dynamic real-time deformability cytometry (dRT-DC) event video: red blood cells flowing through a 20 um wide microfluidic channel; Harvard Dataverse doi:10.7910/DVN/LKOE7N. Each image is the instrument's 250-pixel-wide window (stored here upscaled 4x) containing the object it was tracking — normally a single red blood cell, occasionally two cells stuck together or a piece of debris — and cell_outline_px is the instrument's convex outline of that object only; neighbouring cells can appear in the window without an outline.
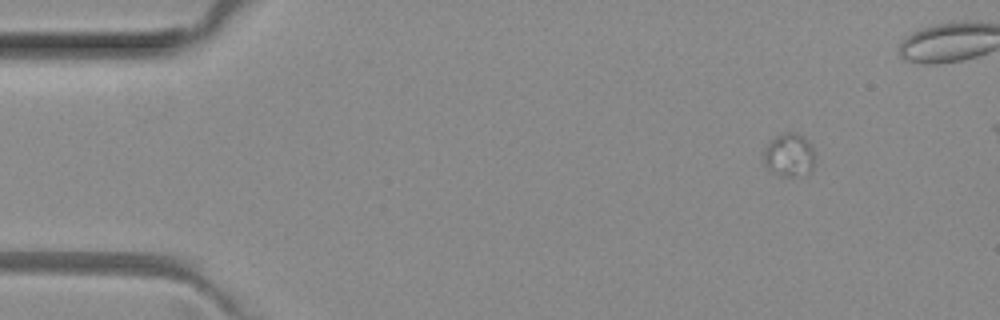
{"species": "common noctule bat (a hibernating species)", "species_latin": "Nyctalus noctula", "temperature_condition": "room temperature", "stored_images_in_passage": 6, "camera_frame_rate_fps": 3000, "um_per_image_px": 0.085, "animal": {"sex": "female", "body_mass_g": 29.2, "forearm_length_mm": 56.3}, "frame": {"image": 1, "passage_image": 1, "time_ms": 0.0, "image_size_px": [1000, 320], "cell_outline_px": [[816, 156], [812, 168], [792, 176], [780, 176], [768, 168], [764, 164], [764, 148], [776, 136], [784, 132], [796, 132], [812, 148]], "centroid_in_image_um": [67.05, 13.16], "position_along_channel_um": 18.0, "area_um2": 12.43}}